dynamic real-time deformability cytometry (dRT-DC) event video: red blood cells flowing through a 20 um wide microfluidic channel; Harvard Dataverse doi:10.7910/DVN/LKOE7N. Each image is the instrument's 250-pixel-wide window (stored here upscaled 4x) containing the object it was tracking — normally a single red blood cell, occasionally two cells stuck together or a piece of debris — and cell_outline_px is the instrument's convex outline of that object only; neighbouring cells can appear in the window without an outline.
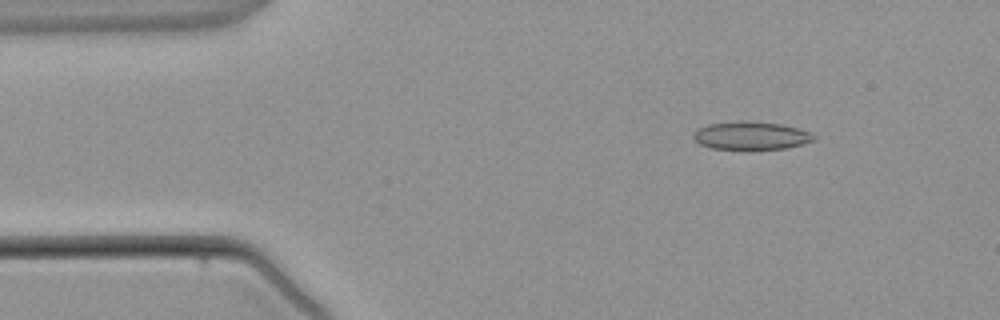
{"species": "common noctule bat (a hibernating species)", "species_latin": "Nyctalus noctula", "temperature_condition": "warm", "stored_images_in_passage": 5, "camera_frame_rate_fps": 3000, "um_per_image_px": 0.085, "animal": {"sex": "male", "body_mass_g": 21.5, "forearm_length_mm": 52.0}, "frame": {"image": 1, "passage_image": 2, "time_ms": 1.333, "image_size_px": [1000, 320], "cell_outline_px": [[816, 140], [784, 148], [712, 148], [700, 144], [692, 136], [700, 128], [708, 124], [740, 120], [744, 120], [784, 124], [808, 132], [816, 136]], "centroid_in_image_um": [63.85, 11.5], "position_along_channel_um": 21.2, "area_um2": 19.25}}
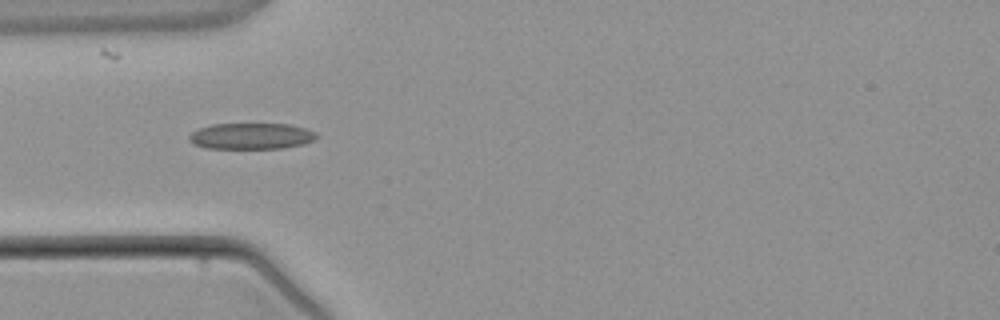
{"frame": {"image": 2, "passage_image": 4, "time_ms": 3.667, "image_size_px": [1000, 320], "cell_outline_px": [[320, 136], [316, 140], [304, 144], [284, 148], [208, 148], [192, 144], [188, 140], [188, 136], [192, 132], [200, 128], [212, 124], [288, 124], [304, 128], [316, 132]], "centroid_in_image_um": [21.38, 11.57], "position_along_channel_um": 63.6, "area_um2": 19.54}}